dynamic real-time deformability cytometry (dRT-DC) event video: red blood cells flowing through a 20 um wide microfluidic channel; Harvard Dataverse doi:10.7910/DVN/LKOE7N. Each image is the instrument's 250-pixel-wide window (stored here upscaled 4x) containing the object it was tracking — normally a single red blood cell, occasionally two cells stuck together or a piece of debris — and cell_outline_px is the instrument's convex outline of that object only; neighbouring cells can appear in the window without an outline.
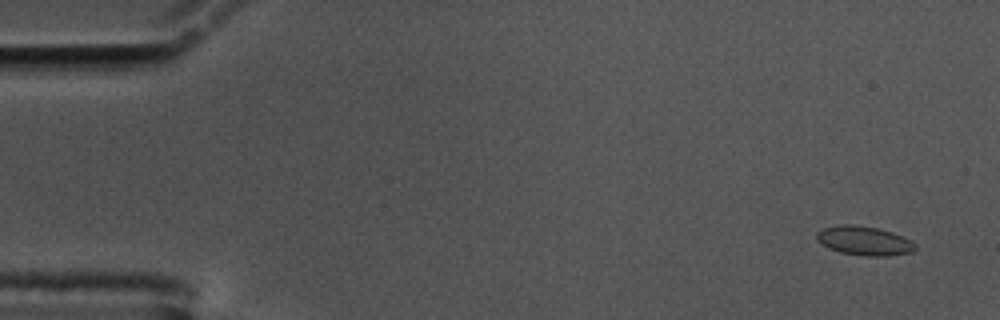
{"species": "common noctule bat (a hibernating species)", "species_latin": "Nyctalus noctula", "temperature_condition": "cold", "stored_images_in_passage": 58, "camera_frame_rate_fps": 3000, "um_per_image_px": 0.085, "animal": {"sex": "male", "body_mass_g": 17.5, "forearm_length_mm": 52.3}, "frame": {"image": 1, "passage_image": 4, "time_ms": 1.0, "image_size_px": [1000, 320], "cell_outline_px": [[916, 248], [912, 252], [888, 256], [864, 256], [840, 252], [828, 248], [816, 240], [816, 232], [824, 228], [840, 224], [852, 224], [876, 228], [892, 232], [912, 240], [916, 244]], "centroid_in_image_um": [73.46, 20.47], "position_along_channel_um": 11.5, "area_um2": 16.82}}
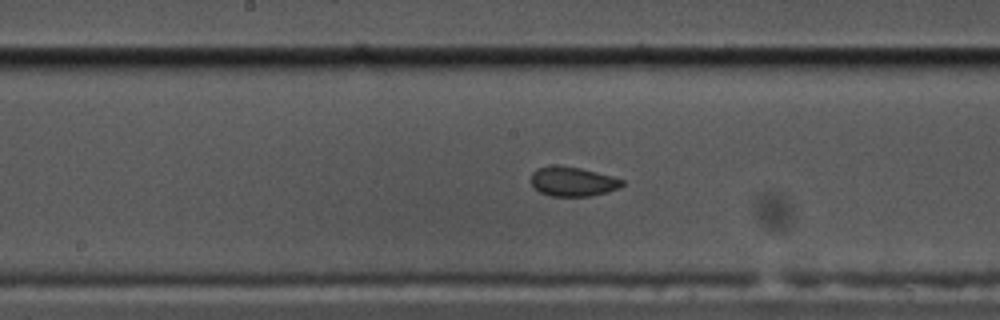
{"frame": {"image": 2, "passage_image": 30, "time_ms": 9.667, "image_size_px": [1000, 320], "cell_outline_px": [[624, 184], [620, 188], [608, 192], [588, 196], [552, 196], [540, 192], [532, 188], [532, 172], [536, 168], [580, 168], [612, 176], [624, 180]], "centroid_in_image_um": [48.73, 15.48], "position_along_channel_um": 199.5, "area_um2": 15.14}}
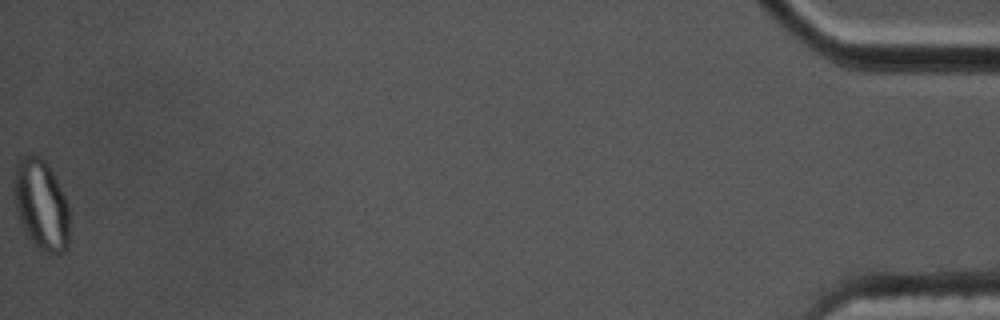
{"frame": {"image": 3, "passage_image": 58, "time_ms": 19.0, "image_size_px": [1000, 320], "cell_outline_px": [[68, 248], [64, 252], [52, 256], [40, 248], [28, 236], [20, 220], [16, 208], [16, 164], [20, 156], [32, 152], [40, 156], [48, 164], [68, 204]], "centroid_in_image_um": [3.53, 17.39], "position_along_channel_um": 431.7, "area_um2": 28.73}}